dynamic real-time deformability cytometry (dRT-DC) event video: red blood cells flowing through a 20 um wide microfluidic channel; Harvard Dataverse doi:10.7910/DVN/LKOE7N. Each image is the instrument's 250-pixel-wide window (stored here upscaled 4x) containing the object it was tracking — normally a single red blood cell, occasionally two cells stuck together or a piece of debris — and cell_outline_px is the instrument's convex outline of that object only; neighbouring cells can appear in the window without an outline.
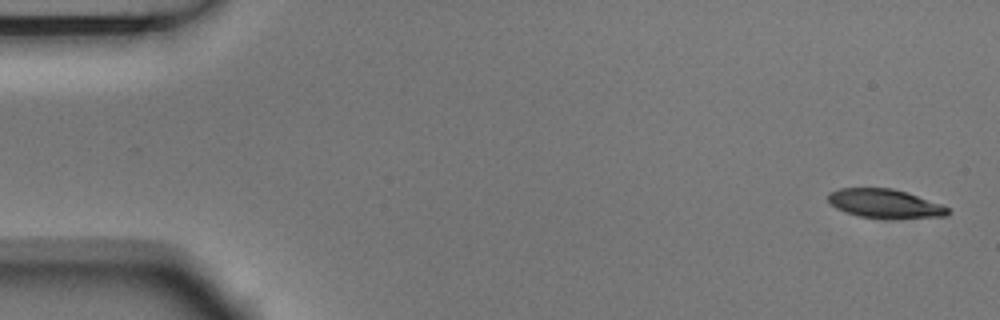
{"species": "Egyptian fruit bat (a non-hibernating species)", "species_latin": "Rousettus aegyptiacus", "temperature_condition": "room temperature", "stored_images_in_passage": 4, "camera_frame_rate_fps": 3000, "um_per_image_px": 0.085, "animal": {"sex": "male"}, "frame": {"image": 1, "passage_image": 1, "time_ms": 0.0, "image_size_px": [1000, 320], "cell_outline_px": [[952, 212], [948, 216], [896, 220], [888, 220], [860, 216], [844, 212], [836, 208], [828, 200], [828, 192], [840, 188], [892, 188], [908, 192], [940, 204], [948, 208]], "centroid_in_image_um": [75.26, 17.33], "position_along_channel_um": 9.7, "area_um2": 20.75}}
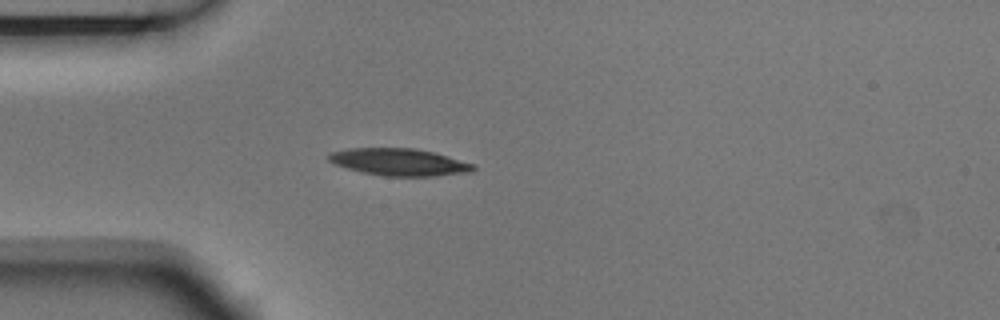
{"frame": {"image": 2, "passage_image": 4, "time_ms": 1.0, "image_size_px": [1000, 320], "cell_outline_px": [[476, 168], [472, 172], [436, 176], [384, 176], [364, 172], [348, 168], [336, 164], [328, 160], [328, 156], [332, 152], [348, 148], [416, 148], [432, 152], [476, 164]], "centroid_in_image_um": [33.99, 13.78], "position_along_channel_um": 51.0, "area_um2": 22.77}}